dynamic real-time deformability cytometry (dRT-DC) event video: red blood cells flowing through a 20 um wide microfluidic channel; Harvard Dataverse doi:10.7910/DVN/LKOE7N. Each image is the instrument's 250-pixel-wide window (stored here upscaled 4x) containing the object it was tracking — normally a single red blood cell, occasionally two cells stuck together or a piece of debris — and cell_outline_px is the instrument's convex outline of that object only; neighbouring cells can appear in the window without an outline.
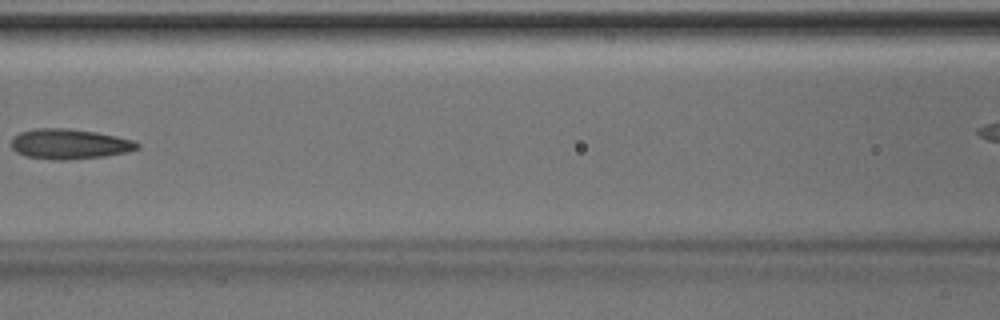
{"species": "Egyptian fruit bat (a non-hibernating species)", "species_latin": "Rousettus aegyptiacus", "temperature_condition": "room temperature", "stored_images_in_passage": 6, "camera_frame_rate_fps": 3000, "um_per_image_px": 0.085, "animal": {"sex": "male"}, "frame": {"image": 1, "passage_image": 6, "time_ms": 1.667, "image_size_px": [1000, 320], "cell_outline_px": [[140, 148], [128, 152], [104, 156], [68, 160], [56, 160], [24, 156], [16, 152], [12, 148], [12, 136], [20, 132], [36, 128], [68, 128], [96, 132], [116, 136], [132, 140], [140, 144]], "centroid_in_image_um": [5.89, 12.24], "position_along_channel_um": 160.7, "area_um2": 22.25}}